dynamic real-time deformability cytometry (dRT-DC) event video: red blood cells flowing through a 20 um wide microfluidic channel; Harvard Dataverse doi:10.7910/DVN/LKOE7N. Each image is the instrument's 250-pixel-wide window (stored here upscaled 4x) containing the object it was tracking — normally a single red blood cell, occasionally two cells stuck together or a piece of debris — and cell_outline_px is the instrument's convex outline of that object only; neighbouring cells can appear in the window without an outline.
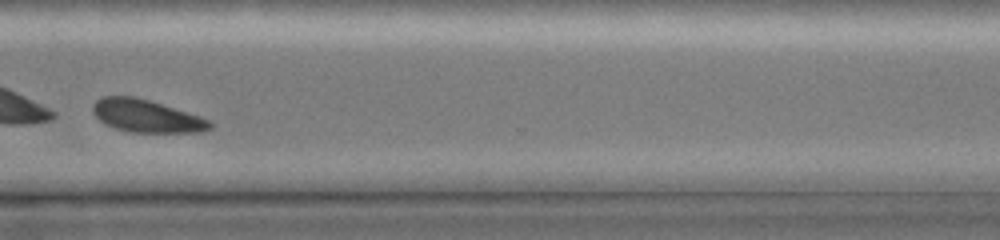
{"species": "common noctule bat (a hibernating species)", "species_latin": "Nyctalus noctula", "temperature_condition": "cold", "stored_images_in_passage": 43, "camera_frame_rate_fps": 3000, "um_per_image_px": 0.085, "animal": {"sex": "female", "body_mass_g": 19.0, "forearm_length_mm": 51.5}, "frame": {"image": 1, "passage_image": 35, "time_ms": 11.0, "image_size_px": [1000, 240], "cell_outline_px": [[212, 128], [200, 132], [132, 132], [116, 128], [104, 124], [92, 112], [92, 104], [100, 96], [136, 96], [200, 116], [212, 120]], "centroid_in_image_um": [12.44, 9.85], "position_along_channel_um": 358.2, "area_um2": 22.31}}